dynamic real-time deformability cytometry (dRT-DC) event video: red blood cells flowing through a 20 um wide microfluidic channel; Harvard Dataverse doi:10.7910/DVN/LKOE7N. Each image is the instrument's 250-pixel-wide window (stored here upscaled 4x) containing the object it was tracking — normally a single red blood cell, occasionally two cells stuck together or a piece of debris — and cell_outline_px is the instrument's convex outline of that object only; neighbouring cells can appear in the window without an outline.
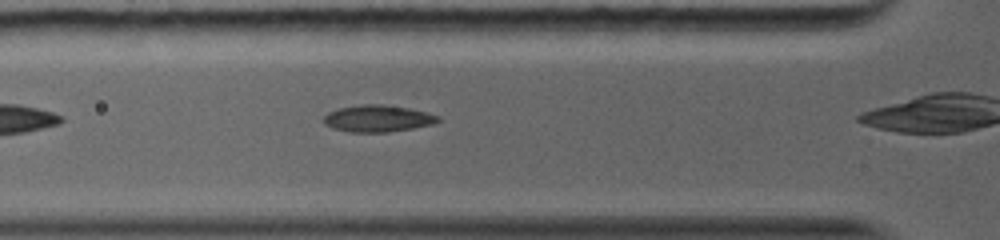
{"species": "common noctule bat (a hibernating species)", "species_latin": "Nyctalus noctula", "temperature_condition": "warm", "stored_images_in_passage": 8, "camera_frame_rate_fps": 5000, "um_per_image_px": 0.085, "animal": {"sex": "female", "body_mass_g": 19.0, "forearm_length_mm": 56.7}, "frame": {"image": 1, "passage_image": 2, "time_ms": 0.6, "image_size_px": [1000, 240], "cell_outline_px": [[440, 120], [432, 124], [412, 128], [388, 132], [352, 132], [336, 128], [324, 124], [324, 116], [328, 112], [336, 108], [360, 104], [384, 104], [408, 108], [440, 116]], "centroid_in_image_um": [32.09, 10.06], "position_along_channel_um": 93.7, "area_um2": 17.74}}